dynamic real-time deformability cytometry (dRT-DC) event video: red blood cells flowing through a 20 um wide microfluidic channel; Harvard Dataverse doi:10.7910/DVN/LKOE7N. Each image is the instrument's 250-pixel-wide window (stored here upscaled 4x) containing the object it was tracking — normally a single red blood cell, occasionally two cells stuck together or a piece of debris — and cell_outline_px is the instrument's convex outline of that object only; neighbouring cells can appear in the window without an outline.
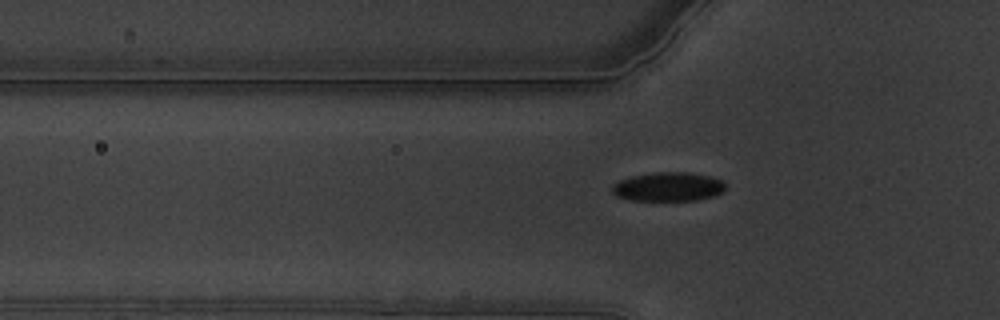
{"species": "common noctule bat (a hibernating species)", "species_latin": "Nyctalus noctula", "temperature_condition": "warm", "stored_images_in_passage": 36, "camera_frame_rate_fps": 3000, "um_per_image_px": 0.085, "animal": {"sex": "male", "body_mass_g": 19.5, "forearm_length_mm": 54.6}, "frame": {"image": 1, "passage_image": 4, "time_ms": 1.0, "image_size_px": [1000, 320], "cell_outline_px": [[724, 192], [716, 196], [696, 200], [632, 200], [616, 196], [612, 192], [612, 184], [620, 180], [632, 176], [652, 172], [688, 172], [708, 176], [720, 180], [724, 184]], "centroid_in_image_um": [56.79, 15.87], "position_along_channel_um": 69.0, "area_um2": 19.13}}
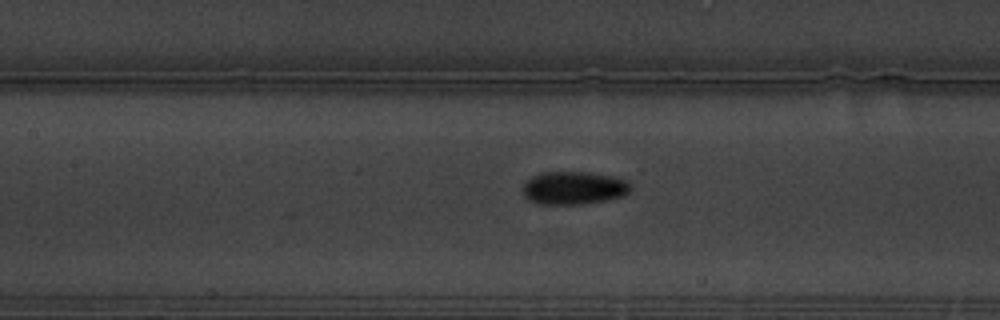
{"frame": {"image": 2, "passage_image": 12, "time_ms": 3.667, "image_size_px": [1000, 320], "cell_outline_px": [[632, 188], [624, 196], [584, 204], [536, 204], [528, 200], [524, 196], [524, 184], [532, 176], [540, 172], [588, 172], [612, 176], [628, 180]], "centroid_in_image_um": [48.78, 15.97], "position_along_channel_um": 158.6, "area_um2": 20.87}}
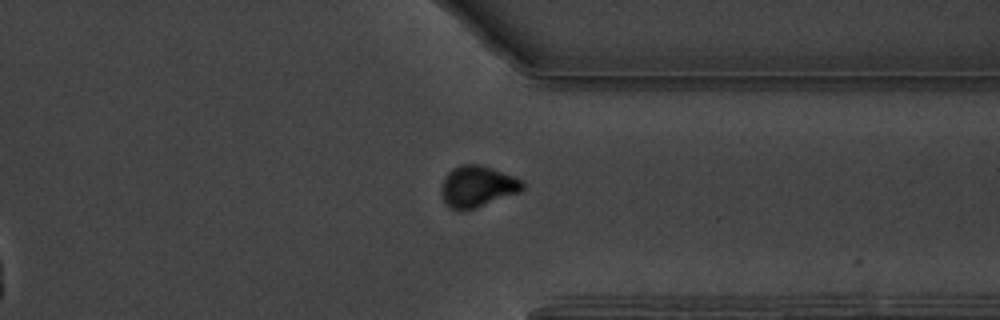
{"frame": {"image": 3, "passage_image": 31, "time_ms": 10.0, "image_size_px": [1000, 320], "cell_outline_px": [[524, 188], [520, 192], [476, 208], [460, 212], [448, 208], [440, 192], [440, 188], [444, 176], [452, 168], [460, 164], [480, 164], [492, 168], [524, 180]], "centroid_in_image_um": [40.55, 15.86], "position_along_channel_um": 370.8, "area_um2": 20.0}, "authors_computed_cell_mechanics": {"area_um2": 19.8543, "velocity_mm_per_s": 3.3613, "shape_relaxation_time_tau1_ms": 3.6773, "shape_relaxation_time_tau2_ms": null, "deformation_change_tau1": 0.111, "deformation_change_tau2": null}}